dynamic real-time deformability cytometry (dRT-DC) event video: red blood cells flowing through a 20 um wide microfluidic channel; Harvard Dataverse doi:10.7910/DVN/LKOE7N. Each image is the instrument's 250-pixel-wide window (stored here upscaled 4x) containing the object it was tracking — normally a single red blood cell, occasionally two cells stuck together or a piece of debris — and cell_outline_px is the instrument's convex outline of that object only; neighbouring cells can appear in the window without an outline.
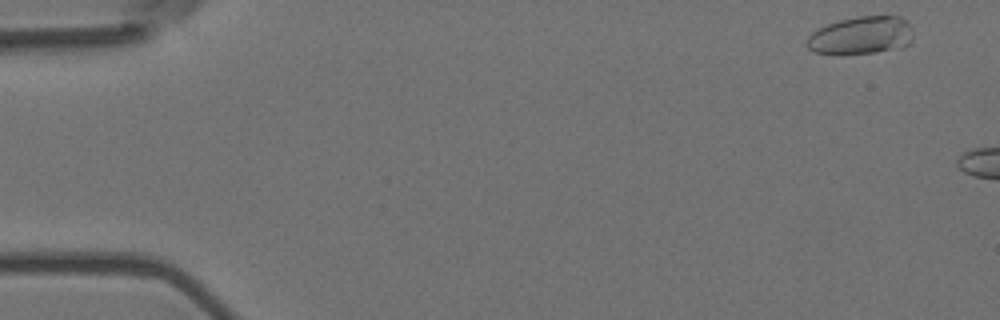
{"species": "Egyptian fruit bat (a non-hibernating species)", "species_latin": "Rousettus aegyptiacus", "temperature_condition": "room temperature", "stored_images_in_passage": 5, "camera_frame_rate_fps": 3000, "um_per_image_px": 0.085, "animal": {"sex": "female"}, "frame": {"image": 1, "passage_image": 1, "time_ms": 0.0, "image_size_px": [1000, 320], "cell_outline_px": [[912, 40], [904, 48], [876, 52], [840, 56], [812, 52], [804, 44], [804, 40], [812, 32], [828, 24], [840, 20], [860, 16], [900, 16], [908, 20], [912, 28]], "centroid_in_image_um": [73.18, 3.05], "position_along_channel_um": 11.8, "area_um2": 24.22}}